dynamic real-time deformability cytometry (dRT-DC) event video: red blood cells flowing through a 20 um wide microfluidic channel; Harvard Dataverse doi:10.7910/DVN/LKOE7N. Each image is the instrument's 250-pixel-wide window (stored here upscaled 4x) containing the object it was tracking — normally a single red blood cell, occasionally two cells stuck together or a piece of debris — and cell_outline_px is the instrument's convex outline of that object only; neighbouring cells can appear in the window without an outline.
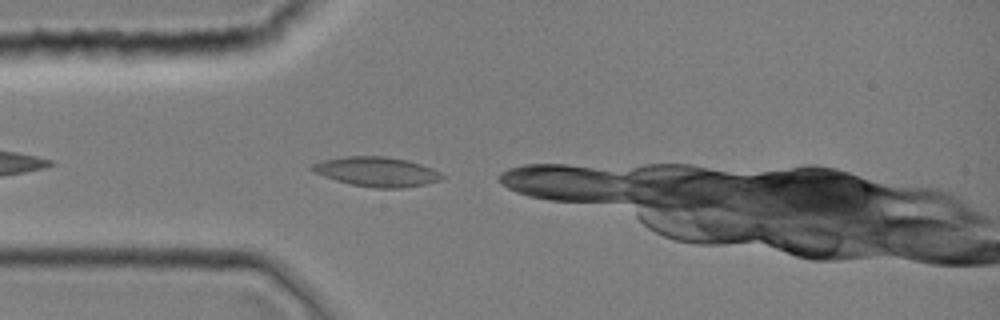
{"species": "common noctule bat (a hibernating species)", "species_latin": "Nyctalus noctula", "temperature_condition": "room temperature", "stored_images_in_passage": 1, "camera_frame_rate_fps": 3000, "um_per_image_px": 0.085, "animal": {"sex": "female", "body_mass_g": 19.0, "forearm_length_mm": 51.5}, "frame": {"image": 1, "passage_image": 1, "time_ms": 0.0, "image_size_px": [1000, 320], "cell_outline_px": [[448, 176], [440, 180], [424, 184], [400, 188], [376, 188], [352, 184], [336, 180], [312, 172], [308, 168], [312, 164], [324, 160], [344, 156], [384, 156], [408, 160], [432, 168]], "centroid_in_image_um": [32.02, 14.59], "position_along_channel_um": 53.0, "area_um2": 22.43}}